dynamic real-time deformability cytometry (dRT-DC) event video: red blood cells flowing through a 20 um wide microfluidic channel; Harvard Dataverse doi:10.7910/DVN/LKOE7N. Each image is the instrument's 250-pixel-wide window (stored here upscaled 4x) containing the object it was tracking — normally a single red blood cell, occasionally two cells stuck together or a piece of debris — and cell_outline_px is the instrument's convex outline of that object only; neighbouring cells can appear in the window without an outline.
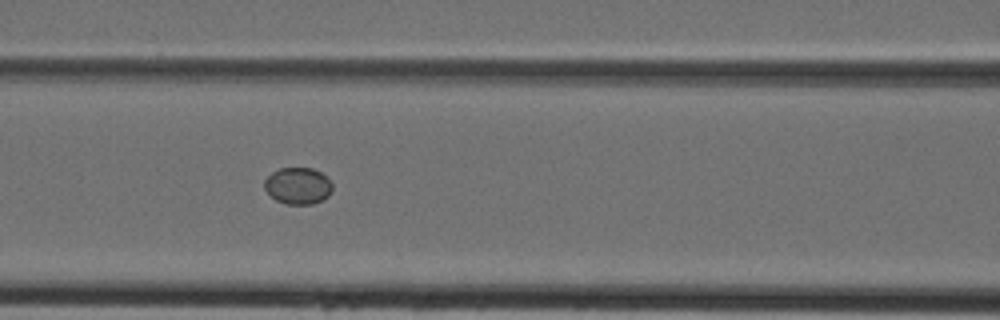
{"species": "Egyptian fruit bat (a non-hibernating species)", "species_latin": "Rousettus aegyptiacus", "temperature_condition": "cold", "stored_images_in_passage": 7, "camera_frame_rate_fps": 3000, "um_per_image_px": 0.085, "animal": {"sex": "female"}, "frame": {"image": 1, "passage_image": 6, "time_ms": 1.667, "image_size_px": [1000, 320], "cell_outline_px": [[332, 192], [328, 196], [312, 204], [288, 204], [276, 200], [264, 188], [264, 180], [272, 172], [280, 168], [312, 168], [320, 172], [332, 184]], "centroid_in_image_um": [25.31, 15.79], "position_along_channel_um": 141.3, "area_um2": 14.33}}
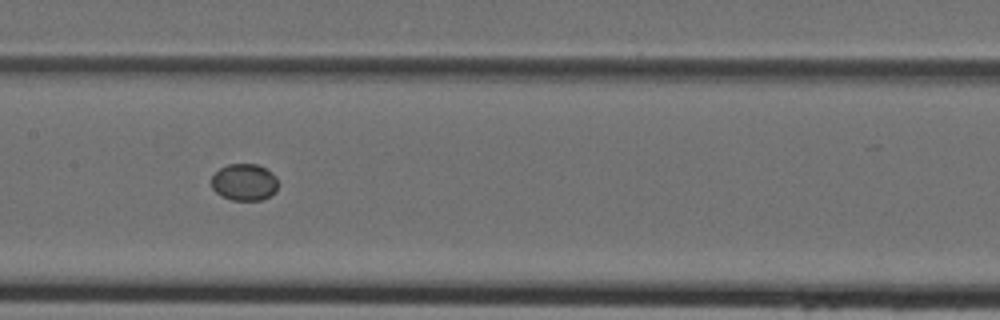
{"frame": {"image": 2, "passage_image": 7, "time_ms": 2.0, "image_size_px": [1000, 320], "cell_outline_px": [[276, 192], [260, 200], [232, 200], [220, 196], [212, 188], [212, 176], [220, 168], [228, 164], [256, 164], [272, 172], [276, 176]], "centroid_in_image_um": [20.75, 15.49], "position_along_channel_um": 186.7, "area_um2": 14.22}}